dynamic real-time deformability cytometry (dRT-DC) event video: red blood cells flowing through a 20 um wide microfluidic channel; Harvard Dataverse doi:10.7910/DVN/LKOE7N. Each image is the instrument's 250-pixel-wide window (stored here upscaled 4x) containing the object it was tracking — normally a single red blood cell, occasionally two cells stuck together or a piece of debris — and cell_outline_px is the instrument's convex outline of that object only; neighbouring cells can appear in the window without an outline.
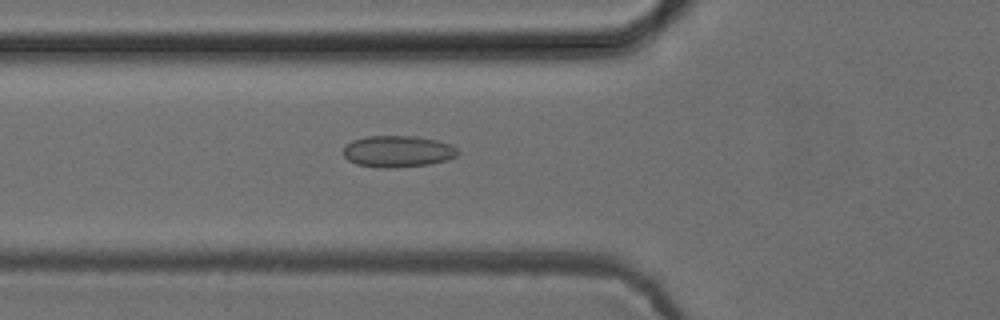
{"species": "common noctule bat (a hibernating species)", "species_latin": "Nyctalus noctula", "temperature_condition": "cold", "stored_images_in_passage": 51, "camera_frame_rate_fps": 3000, "um_per_image_px": 0.085, "animal": {"sex": "female", "body_mass_g": 24.6, "forearm_length_mm": 56.2}, "frame": {"image": 1, "passage_image": 18, "time_ms": 5.667, "image_size_px": [1000, 320], "cell_outline_px": [[460, 152], [456, 156], [448, 160], [428, 164], [388, 168], [380, 168], [356, 164], [348, 160], [344, 156], [344, 148], [352, 140], [368, 136], [412, 136], [436, 140], [448, 144], [456, 148]], "centroid_in_image_um": [33.8, 12.87], "position_along_channel_um": 92.0, "area_um2": 20.87}}
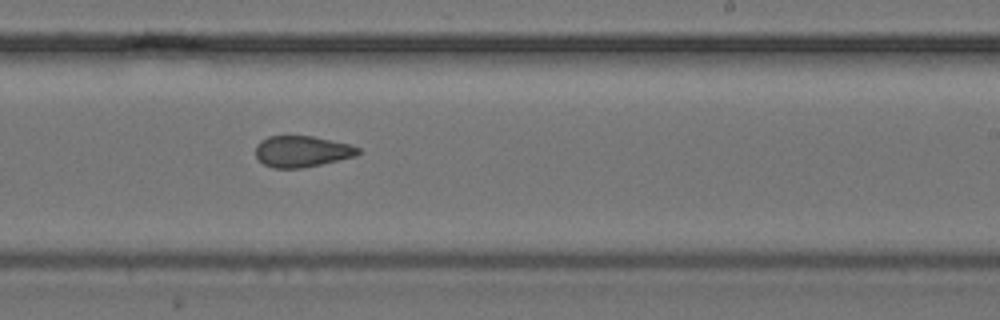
{"frame": {"image": 2, "passage_image": 31, "time_ms": 10.0, "image_size_px": [1000, 320], "cell_outline_px": [[360, 152], [356, 156], [320, 164], [300, 168], [272, 168], [264, 164], [256, 156], [256, 144], [260, 140], [268, 136], [312, 136], [348, 144], [360, 148]], "centroid_in_image_um": [25.63, 12.87], "position_along_channel_um": 263.4, "area_um2": 18.5}}
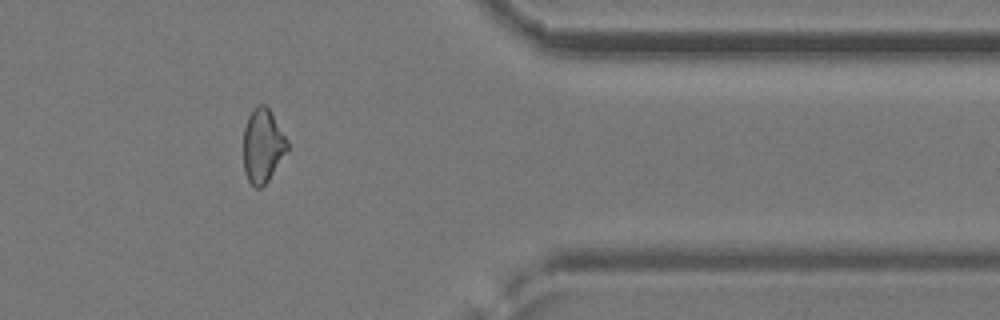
{"frame": {"image": 3, "passage_image": 42, "time_ms": 13.667, "image_size_px": [1000, 320], "cell_outline_px": [[288, 148], [268, 180], [260, 188], [256, 188], [248, 180], [244, 172], [244, 128], [248, 116], [256, 104], [264, 104], [268, 108], [288, 140]], "centroid_in_image_um": [22.31, 12.37], "position_along_channel_um": 389.1, "area_um2": 18.61}, "authors_computed_cell_mechanics": {"area_um2": 19.941, "velocity_mm_per_s": 3.9467, "shape_relaxation_time_tau1_ms": null, "shape_relaxation_time_tau2_ms": 2.0601, "deformation_change_tau1": null, "deformation_change_tau2": 0.0815}}